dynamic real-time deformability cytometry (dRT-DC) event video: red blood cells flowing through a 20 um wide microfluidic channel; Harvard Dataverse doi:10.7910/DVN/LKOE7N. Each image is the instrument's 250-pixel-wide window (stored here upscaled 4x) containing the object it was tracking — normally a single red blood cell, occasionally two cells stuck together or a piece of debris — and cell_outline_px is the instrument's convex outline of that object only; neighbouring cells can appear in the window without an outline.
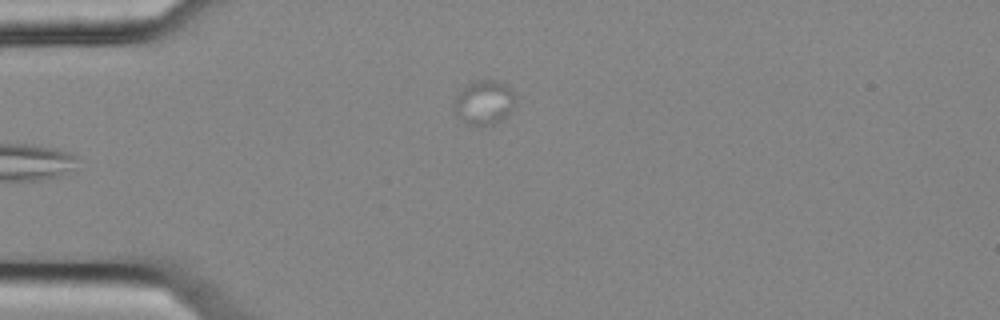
{"species": "common noctule bat (a hibernating species)", "species_latin": "Nyctalus noctula", "temperature_condition": "cold", "stored_images_in_passage": 4, "camera_frame_rate_fps": 3000, "um_per_image_px": 0.085, "animal": {"sex": "female", "body_mass_g": 25.1}, "frame": {"image": 1, "passage_image": 4, "time_ms": 1.0, "image_size_px": [1000, 320], "cell_outline_px": [[516, 100], [512, 108], [500, 120], [492, 124], [468, 124], [456, 112], [456, 100], [460, 92], [472, 80], [496, 80], [504, 84], [512, 92]], "centroid_in_image_um": [41.18, 8.67], "position_along_channel_um": 43.8, "area_um2": 14.97}}